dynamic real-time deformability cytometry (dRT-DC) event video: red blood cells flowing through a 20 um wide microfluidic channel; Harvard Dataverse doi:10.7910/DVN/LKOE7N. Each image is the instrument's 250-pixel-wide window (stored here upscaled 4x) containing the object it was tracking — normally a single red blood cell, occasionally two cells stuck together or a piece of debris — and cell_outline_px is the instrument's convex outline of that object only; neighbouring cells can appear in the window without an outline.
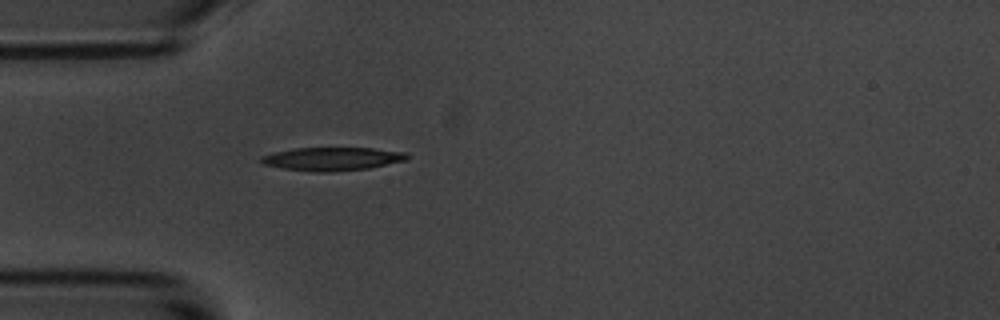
{"species": "common noctule bat (a hibernating species)", "species_latin": "Nyctalus noctula", "temperature_condition": "room temperature", "stored_images_in_passage": 5, "camera_frame_rate_fps": 3000, "um_per_image_px": 0.085, "animal": {"sex": "male", "body_mass_g": 20.1, "forearm_length_mm": 53.5}, "frame": {"image": 1, "passage_image": 5, "time_ms": 5.667, "image_size_px": [1000, 320], "cell_outline_px": [[408, 160], [368, 168], [332, 172], [316, 172], [284, 168], [264, 164], [260, 160], [260, 156], [276, 152], [296, 148], [372, 148], [408, 152]], "centroid_in_image_um": [28.29, 13.5], "position_along_channel_um": 56.7, "area_um2": 19.71}}